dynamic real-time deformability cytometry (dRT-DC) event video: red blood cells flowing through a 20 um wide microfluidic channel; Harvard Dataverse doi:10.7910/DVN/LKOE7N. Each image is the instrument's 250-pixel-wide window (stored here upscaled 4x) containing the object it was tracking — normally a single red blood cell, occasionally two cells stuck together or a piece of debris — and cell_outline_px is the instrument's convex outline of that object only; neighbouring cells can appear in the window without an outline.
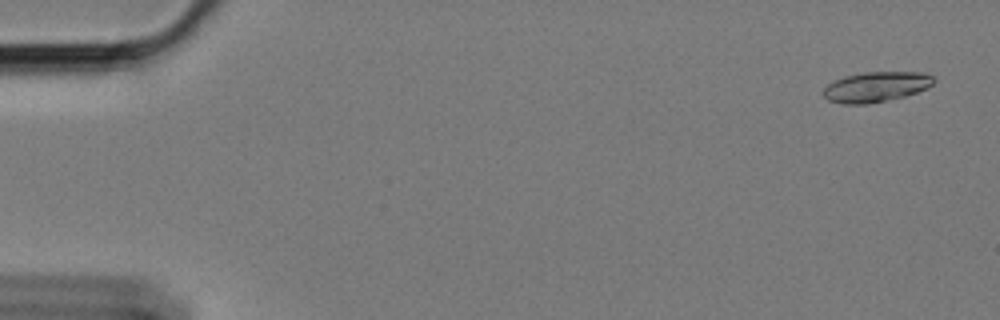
{"species": "Egyptian fruit bat (a non-hibernating species)", "species_latin": "Rousettus aegyptiacus", "temperature_condition": "cold", "stored_images_in_passage": 56, "camera_frame_rate_fps": 3000, "um_per_image_px": 0.085, "animal": {"sex": "female"}, "frame": {"image": 1, "passage_image": 3, "time_ms": 0.667, "image_size_px": [1000, 320], "cell_outline_px": [[936, 80], [928, 88], [904, 96], [868, 104], [844, 104], [828, 100], [820, 92], [828, 84], [844, 76], [864, 72], [924, 72], [932, 76]], "centroid_in_image_um": [74.45, 7.38], "position_along_channel_um": 10.5, "area_um2": 19.42}}
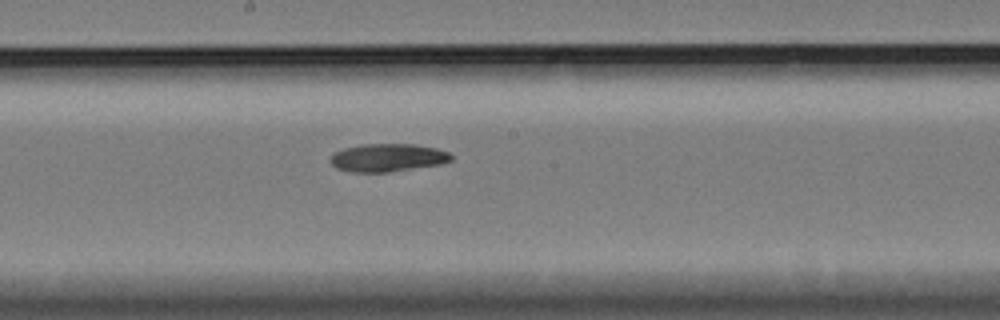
{"frame": {"image": 2, "passage_image": 33, "time_ms": 10.667, "image_size_px": [1000, 320], "cell_outline_px": [[452, 160], [440, 164], [388, 172], [352, 172], [336, 168], [328, 160], [336, 152], [344, 148], [360, 144], [416, 144], [436, 148], [448, 152], [452, 156]], "centroid_in_image_um": [32.94, 13.39], "position_along_channel_um": 215.3, "area_um2": 19.65}}
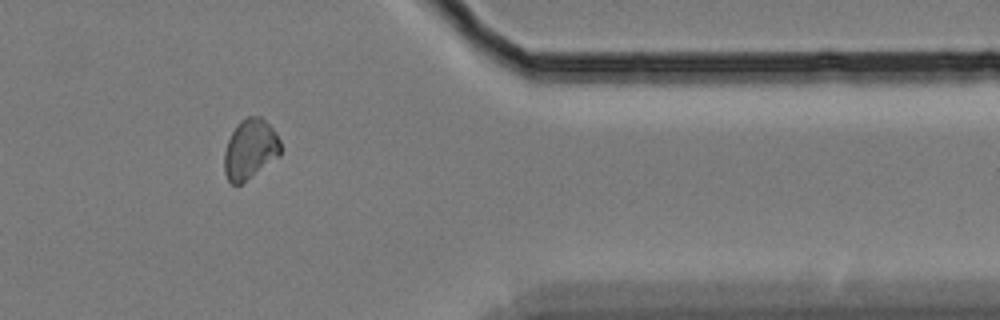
{"frame": {"image": 3, "passage_image": 50, "time_ms": 16.333, "image_size_px": [1000, 320], "cell_outline_px": [[280, 156], [240, 184], [232, 184], [228, 180], [224, 172], [224, 152], [228, 140], [232, 132], [240, 120], [248, 116], [260, 116], [276, 132], [280, 140]], "centroid_in_image_um": [21.25, 12.67], "position_along_channel_um": 390.1, "area_um2": 19.54}, "authors_computed_cell_mechanics": {"area_um2": 19.652, "velocity_mm_per_s": 3.3813, "shape_relaxation_time_tau1_ms": 6.4097, "shape_relaxation_time_tau2_ms": null, "deformation_change_tau1": 0.1539, "deformation_change_tau2": null}}